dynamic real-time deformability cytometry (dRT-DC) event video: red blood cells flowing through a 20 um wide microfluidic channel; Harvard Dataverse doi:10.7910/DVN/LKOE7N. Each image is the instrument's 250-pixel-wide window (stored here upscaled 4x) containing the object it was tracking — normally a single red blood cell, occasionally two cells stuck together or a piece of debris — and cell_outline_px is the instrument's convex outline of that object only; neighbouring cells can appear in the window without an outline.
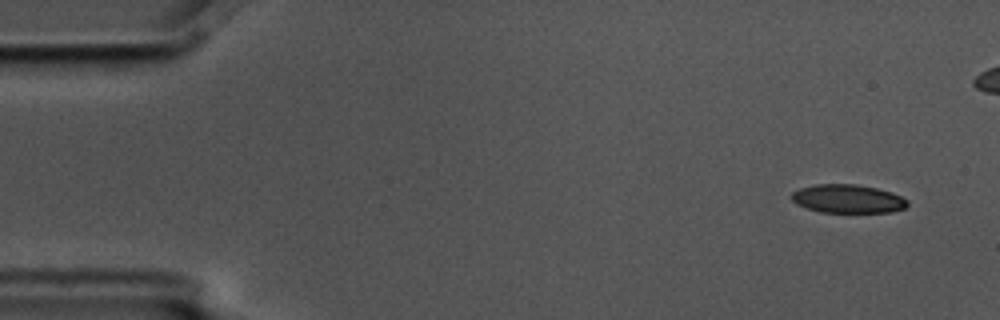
{"species": "common noctule bat (a hibernating species)", "species_latin": "Nyctalus noctula", "temperature_condition": "cold", "stored_images_in_passage": 6, "camera_frame_rate_fps": 3000, "um_per_image_px": 0.085, "animal": {"sex": "male", "body_mass_g": 17.5, "forearm_length_mm": 52.3}, "frame": {"image": 1, "passage_image": 1, "time_ms": 0.0, "image_size_px": [1000, 320], "cell_outline_px": [[908, 204], [904, 208], [892, 212], [820, 212], [796, 204], [792, 200], [792, 192], [800, 188], [816, 184], [856, 184], [876, 188], [892, 192], [908, 200]], "centroid_in_image_um": [72.07, 16.89], "position_along_channel_um": 12.9, "area_um2": 19.19}}